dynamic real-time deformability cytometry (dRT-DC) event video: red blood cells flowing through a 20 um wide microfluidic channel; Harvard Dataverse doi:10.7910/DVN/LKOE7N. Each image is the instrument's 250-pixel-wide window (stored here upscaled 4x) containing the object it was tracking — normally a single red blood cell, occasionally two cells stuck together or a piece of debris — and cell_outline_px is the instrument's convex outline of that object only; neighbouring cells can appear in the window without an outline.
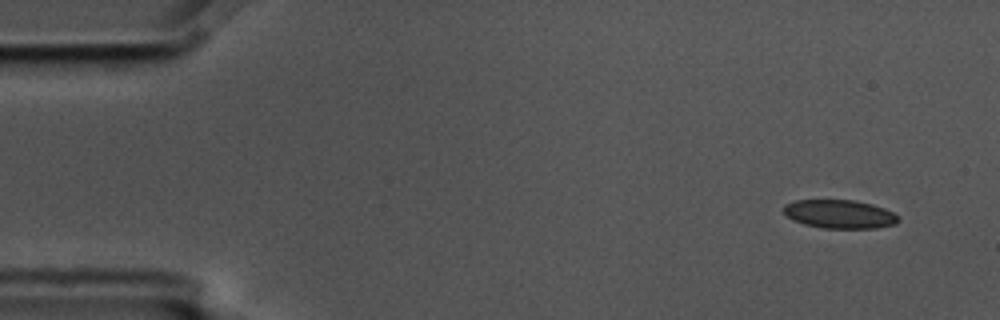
{"species": "common noctule bat (a hibernating species)", "species_latin": "Nyctalus noctula", "temperature_condition": "cold", "stored_images_in_passage": 9, "camera_frame_rate_fps": 3000, "um_per_image_px": 0.085, "animal": {"sex": "male", "body_mass_g": 17.5, "forearm_length_mm": 52.3}, "frame": {"image": 1, "passage_image": 1, "time_ms": 0.0, "image_size_px": [1000, 320], "cell_outline_px": [[900, 220], [896, 224], [876, 228], [820, 228], [804, 224], [792, 220], [784, 212], [784, 204], [796, 200], [856, 200], [872, 204], [884, 208], [900, 216]], "centroid_in_image_um": [71.39, 18.2], "position_along_channel_um": 13.6, "area_um2": 19.25}}
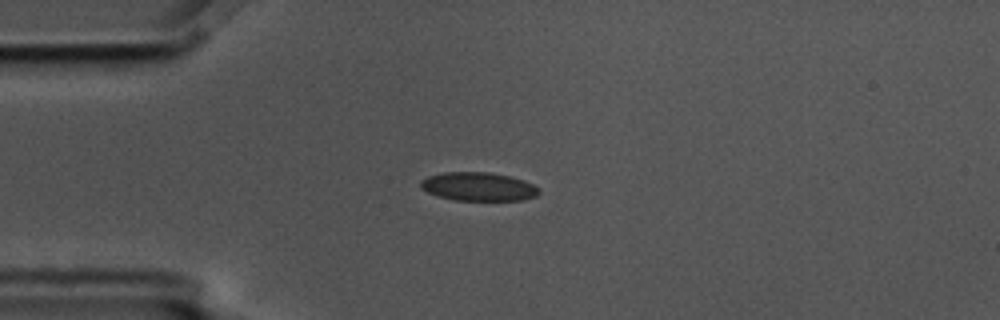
{"frame": {"image": 2, "passage_image": 4, "time_ms": 1.0, "image_size_px": [1000, 320], "cell_outline_px": [[540, 192], [536, 196], [524, 200], [456, 200], [436, 196], [420, 188], [420, 180], [428, 176], [444, 172], [488, 172], [508, 176], [524, 180], [540, 188]], "centroid_in_image_um": [40.65, 15.86], "position_along_channel_um": 44.3, "area_um2": 19.77}}